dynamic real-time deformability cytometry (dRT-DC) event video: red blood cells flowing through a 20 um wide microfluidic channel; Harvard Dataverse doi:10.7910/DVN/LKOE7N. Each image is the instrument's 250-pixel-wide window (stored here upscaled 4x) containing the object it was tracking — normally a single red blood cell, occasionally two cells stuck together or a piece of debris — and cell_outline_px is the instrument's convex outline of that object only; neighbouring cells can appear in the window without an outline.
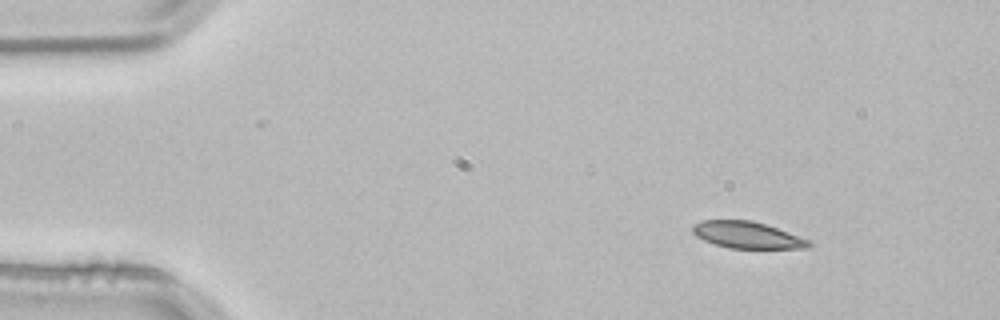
{"species": "common noctule bat (a hibernating species)", "species_latin": "Nyctalus noctula", "temperature_condition": "room temperature", "stored_images_in_passage": 3, "camera_frame_rate_fps": 3000, "um_per_image_px": 0.085, "animal": {"sex": "male", "body_mass_g": 21.5, "forearm_length_mm": 52.0}, "frame": {"image": 1, "passage_image": 1, "time_ms": 0.0, "image_size_px": [1000, 320], "cell_outline_px": [[812, 244], [808, 248], [728, 248], [704, 240], [696, 236], [692, 232], [692, 228], [696, 224], [704, 220], [752, 220], [776, 228], [808, 240]], "centroid_in_image_um": [63.48, 19.98], "position_along_channel_um": 21.5, "area_um2": 17.69}}
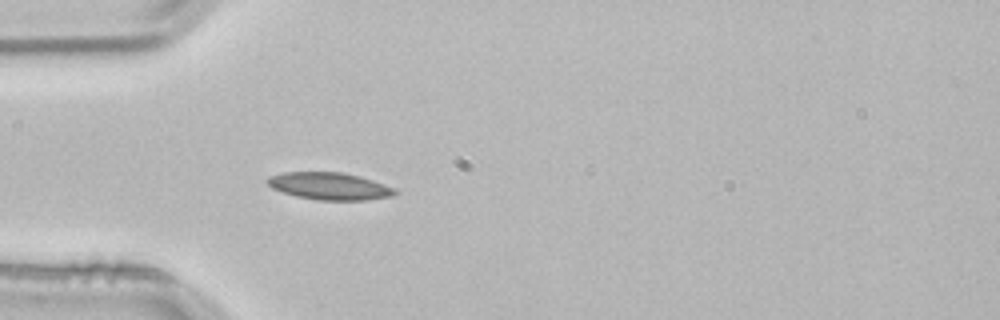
{"frame": {"image": 2, "passage_image": 3, "time_ms": 0.667, "image_size_px": [1000, 320], "cell_outline_px": [[400, 192], [392, 196], [368, 200], [316, 200], [296, 196], [272, 188], [264, 180], [268, 176], [284, 172], [340, 172], [360, 176], [396, 188]], "centroid_in_image_um": [28.02, 15.82], "position_along_channel_um": 57.0, "area_um2": 20.4}}